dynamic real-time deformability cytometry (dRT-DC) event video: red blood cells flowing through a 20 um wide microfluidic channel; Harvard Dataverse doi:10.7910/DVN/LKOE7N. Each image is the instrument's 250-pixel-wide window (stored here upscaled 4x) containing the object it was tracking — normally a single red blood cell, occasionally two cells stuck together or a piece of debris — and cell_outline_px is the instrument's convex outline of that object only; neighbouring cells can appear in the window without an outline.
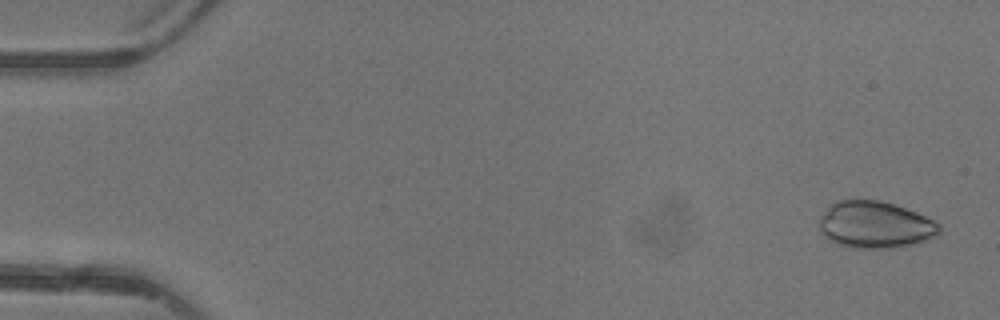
{"species": "common noctule bat (a hibernating species)", "species_latin": "Nyctalus noctula", "temperature_condition": "warm", "stored_images_in_passage": 4, "camera_frame_rate_fps": 3000, "um_per_image_px": 0.085, "animal": {"sex": "female"}, "frame": {"image": 1, "passage_image": 1, "time_ms": 0.0, "image_size_px": [1000, 320], "cell_outline_px": [[940, 232], [936, 236], [912, 244], [892, 248], [848, 248], [836, 244], [828, 240], [824, 236], [820, 228], [820, 216], [828, 204], [836, 200], [880, 200], [916, 212], [940, 224]], "centroid_in_image_um": [74.33, 19.11], "position_along_channel_um": 10.7, "area_um2": 32.89}}